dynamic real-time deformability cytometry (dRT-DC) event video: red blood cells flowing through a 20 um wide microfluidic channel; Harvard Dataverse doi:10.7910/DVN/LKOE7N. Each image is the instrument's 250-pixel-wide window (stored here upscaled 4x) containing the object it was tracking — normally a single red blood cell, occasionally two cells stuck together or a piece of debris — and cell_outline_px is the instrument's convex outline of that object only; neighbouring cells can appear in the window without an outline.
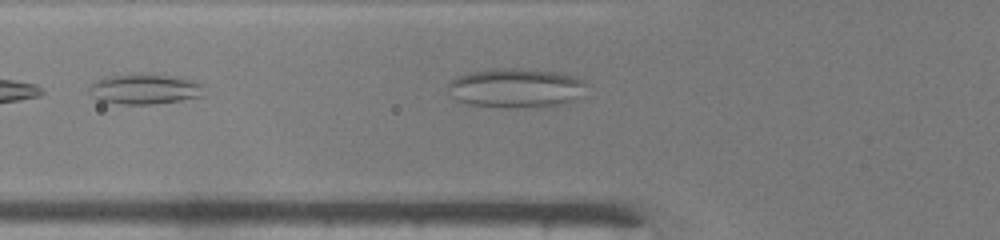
{"species": "common noctule bat (a hibernating species)", "species_latin": "Nyctalus noctula", "temperature_condition": "warm", "stored_images_in_passage": 8, "camera_frame_rate_fps": 3000, "um_per_image_px": 0.085, "animal": {"sex": "male", "body_mass_g": 19.0, "forearm_length_mm": 50.8}, "frame": {"image": 1, "passage_image": 4, "time_ms": 1.0, "image_size_px": [1000, 240], "cell_outline_px": [[204, 96], [180, 100], [152, 104], [124, 104], [100, 100], [88, 92], [88, 88], [96, 80], [104, 76], [176, 76], [192, 80], [204, 84]], "centroid_in_image_um": [12.34, 7.59], "position_along_channel_um": 113.5, "area_um2": 19.65}}